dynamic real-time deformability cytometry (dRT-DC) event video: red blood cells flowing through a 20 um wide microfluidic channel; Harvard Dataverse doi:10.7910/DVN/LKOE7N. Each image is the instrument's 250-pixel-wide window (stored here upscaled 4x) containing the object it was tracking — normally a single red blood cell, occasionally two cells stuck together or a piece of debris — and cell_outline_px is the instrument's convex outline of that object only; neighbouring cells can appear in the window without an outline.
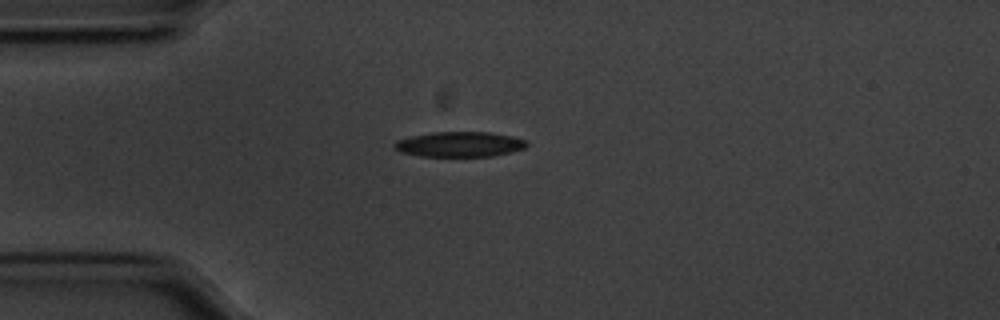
{"species": "common noctule bat (a hibernating species)", "species_latin": "Nyctalus noctula", "temperature_condition": "cold", "stored_images_in_passage": 43, "camera_frame_rate_fps": 3000, "um_per_image_px": 0.085, "animal": {"sex": "male", "body_mass_g": 20.1, "forearm_length_mm": 53.5}, "frame": {"image": 1, "passage_image": 1, "time_ms": 0.0, "image_size_px": [1000, 320], "cell_outline_px": [[528, 144], [524, 148], [492, 156], [420, 156], [400, 152], [392, 148], [392, 144], [396, 140], [412, 136], [432, 132], [488, 132], [512, 136], [528, 140]], "centroid_in_image_um": [39.02, 12.26], "position_along_channel_um": 46.0, "area_um2": 19.42}}
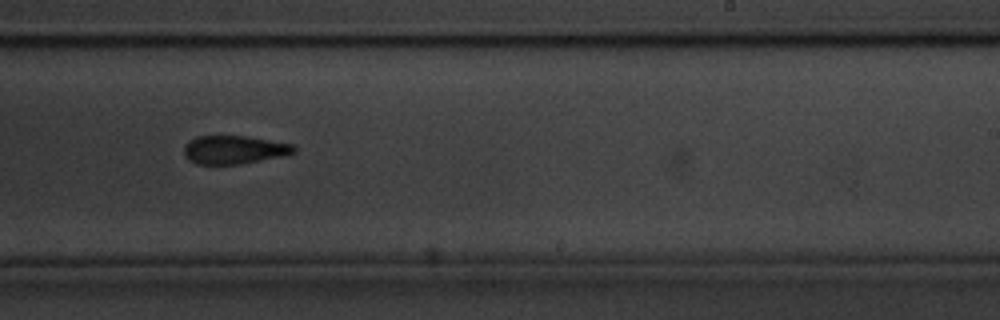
{"frame": {"image": 2, "passage_image": 21, "time_ms": 6.667, "image_size_px": [1000, 320], "cell_outline_px": [[296, 152], [280, 156], [236, 164], [196, 164], [188, 160], [184, 156], [184, 144], [188, 140], [196, 136], [248, 136], [292, 144], [296, 148]], "centroid_in_image_um": [19.83, 12.71], "position_along_channel_um": 269.2, "area_um2": 18.09}}
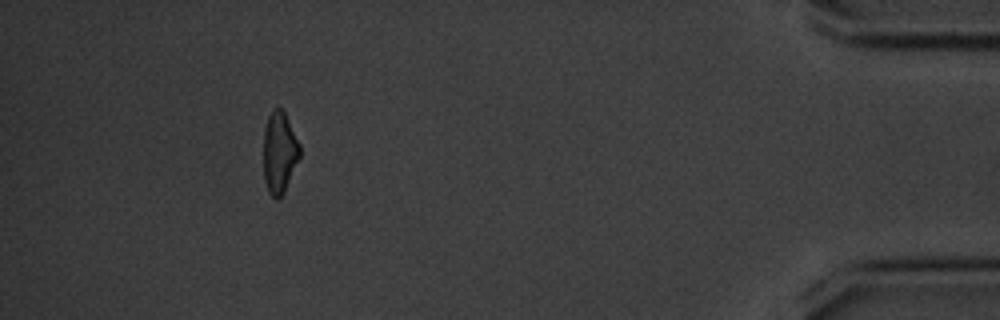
{"frame": {"image": 3, "passage_image": 38, "time_ms": 12.333, "image_size_px": [1000, 320], "cell_outline_px": [[300, 156], [284, 192], [276, 200], [268, 192], [264, 180], [264, 128], [268, 116], [272, 108], [276, 104], [284, 112], [300, 144]], "centroid_in_image_um": [23.74, 12.93], "position_along_channel_um": 411.5, "area_um2": 17.28}, "authors_computed_cell_mechanics": {"area_um2": 18.6694, "velocity_mm_per_s": 3.5596, "shape_relaxation_time_tau1_ms": 3.2852, "shape_relaxation_time_tau2_ms": null, "deformation_change_tau1": 0.0981, "deformation_change_tau2": null}}